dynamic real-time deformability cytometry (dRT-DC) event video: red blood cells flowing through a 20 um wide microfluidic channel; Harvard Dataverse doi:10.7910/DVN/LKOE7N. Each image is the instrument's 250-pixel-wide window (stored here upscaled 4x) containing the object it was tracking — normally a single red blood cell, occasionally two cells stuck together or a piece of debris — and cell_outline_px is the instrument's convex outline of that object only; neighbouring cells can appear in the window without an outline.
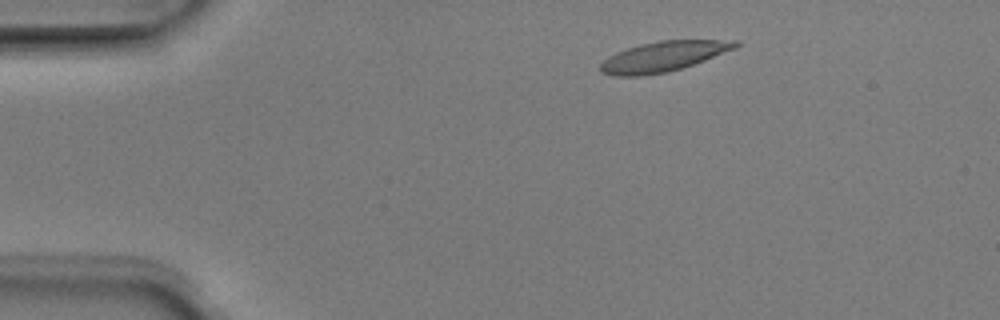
{"species": "Egyptian fruit bat (a non-hibernating species)", "species_latin": "Rousettus aegyptiacus", "temperature_condition": "room temperature", "stored_images_in_passage": 3, "camera_frame_rate_fps": 3000, "um_per_image_px": 0.085, "animal": {"sex": "male"}, "frame": {"image": 1, "passage_image": 2, "time_ms": 0.333, "image_size_px": [1000, 320], "cell_outline_px": [[740, 44], [736, 48], [704, 60], [668, 72], [640, 76], [612, 76], [600, 72], [600, 64], [608, 56], [616, 52], [640, 44], [660, 40], [740, 40]], "centroid_in_image_um": [56.36, 4.8], "position_along_channel_um": 28.6, "area_um2": 23.64}}